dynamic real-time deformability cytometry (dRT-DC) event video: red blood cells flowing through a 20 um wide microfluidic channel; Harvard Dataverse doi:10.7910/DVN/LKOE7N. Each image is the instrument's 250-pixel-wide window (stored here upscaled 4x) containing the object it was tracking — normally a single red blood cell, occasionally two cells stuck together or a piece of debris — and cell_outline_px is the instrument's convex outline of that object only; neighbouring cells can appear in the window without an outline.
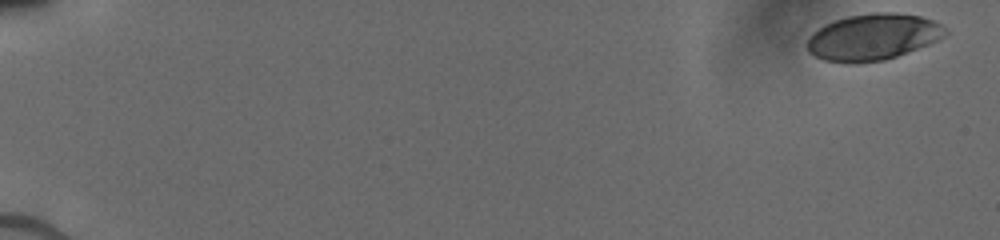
{"species": "human", "species_latin": "Homo sapiens", "temperature_condition": "cold", "stored_images_in_passage": 21, "camera_frame_rate_fps": 3000, "um_per_image_px": 0.085, "donor": {"sex": "male"}, "frame": {"image": 1, "passage_image": 1, "time_ms": 0.0, "image_size_px": [1000, 240], "cell_outline_px": [[948, 32], [944, 36], [928, 44], [896, 56], [884, 60], [824, 60], [808, 52], [808, 36], [812, 32], [824, 24], [848, 16], [876, 12], [896, 12], [920, 16], [932, 20], [948, 28]], "centroid_in_image_um": [74.23, 3.09], "position_along_channel_um": 10.8, "area_um2": 36.47}}
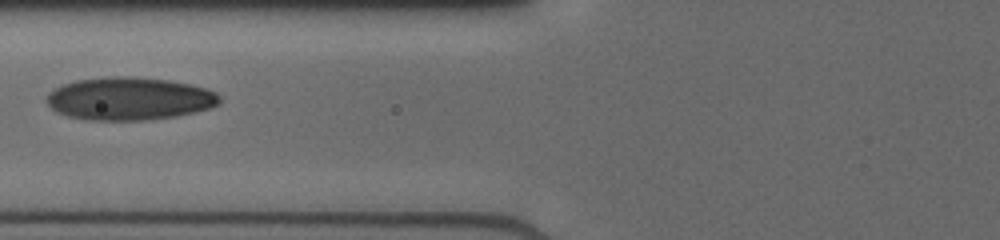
{"frame": {"image": 2, "passage_image": 14, "time_ms": 7.333, "image_size_px": [1000, 240], "cell_outline_px": [[220, 104], [208, 108], [176, 116], [144, 120], [92, 120], [68, 116], [56, 112], [48, 104], [48, 92], [64, 84], [76, 80], [108, 76], [136, 76], [172, 80], [192, 84], [208, 88], [216, 92], [220, 96]], "centroid_in_image_um": [11.03, 8.37], "position_along_channel_um": 114.8, "area_um2": 43.35}}
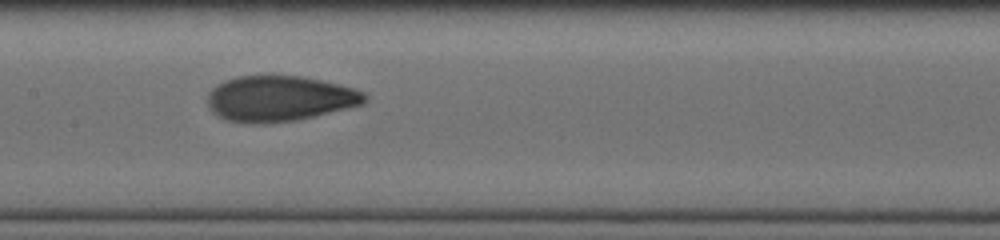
{"frame": {"image": 3, "passage_image": 20, "time_ms": 9.0, "image_size_px": [1000, 240], "cell_outline_px": [[368, 100], [364, 104], [296, 120], [264, 124], [252, 124], [228, 120], [212, 112], [208, 108], [208, 92], [216, 84], [236, 76], [300, 76], [320, 80], [352, 88], [364, 92], [368, 96]], "centroid_in_image_um": [23.74, 8.38], "position_along_channel_um": 183.7, "area_um2": 41.67}}